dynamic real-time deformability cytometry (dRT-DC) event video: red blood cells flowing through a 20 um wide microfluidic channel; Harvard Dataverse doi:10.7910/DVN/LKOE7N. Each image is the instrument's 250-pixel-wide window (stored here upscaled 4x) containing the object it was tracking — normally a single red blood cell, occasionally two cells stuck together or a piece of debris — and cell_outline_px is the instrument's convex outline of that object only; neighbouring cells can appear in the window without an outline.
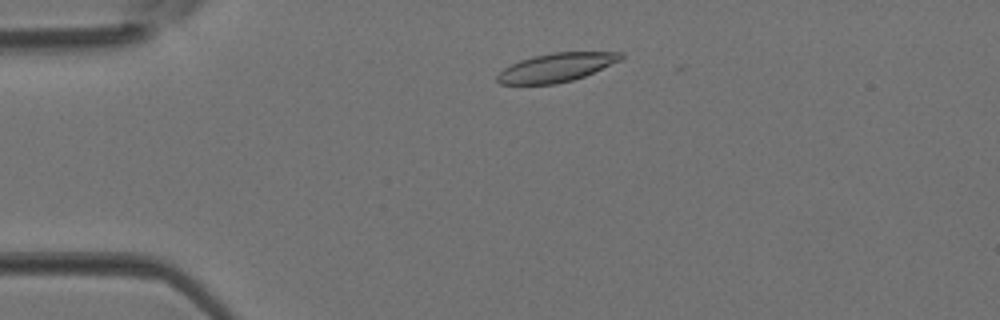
{"species": "Egyptian fruit bat (a non-hibernating species)", "species_latin": "Rousettus aegyptiacus", "temperature_condition": "room temperature", "stored_images_in_passage": 3, "camera_frame_rate_fps": 3000, "um_per_image_px": 0.085, "animal": {"sex": "female"}, "frame": {"image": 1, "passage_image": 2, "time_ms": 0.333, "image_size_px": [1000, 320], "cell_outline_px": [[624, 56], [620, 60], [584, 76], [572, 80], [556, 84], [500, 84], [496, 80], [496, 76], [504, 68], [520, 60], [532, 56], [552, 52], [624, 52]], "centroid_in_image_um": [47.27, 5.73], "position_along_channel_um": 37.7, "area_um2": 20.52}}
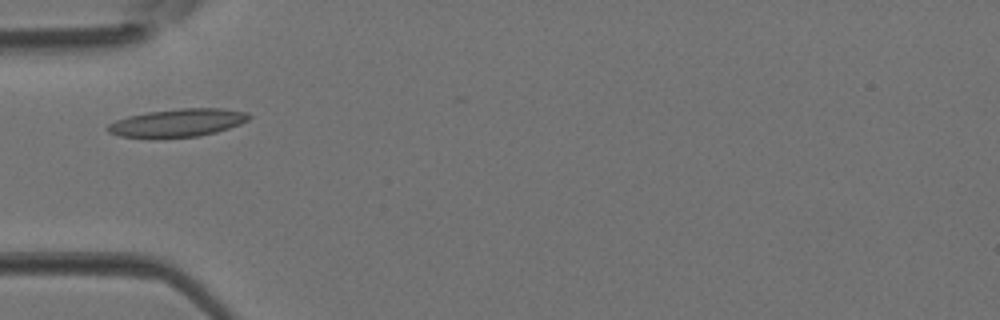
{"frame": {"image": 2, "passage_image": 3, "time_ms": 0.667, "image_size_px": [1000, 320], "cell_outline_px": [[252, 116], [248, 120], [240, 124], [216, 132], [200, 136], [160, 140], [120, 136], [108, 132], [108, 124], [116, 120], [128, 116], [148, 112], [180, 108], [220, 108], [248, 112]], "centroid_in_image_um": [15.09, 10.47], "position_along_channel_um": 69.9, "area_um2": 23.58}}